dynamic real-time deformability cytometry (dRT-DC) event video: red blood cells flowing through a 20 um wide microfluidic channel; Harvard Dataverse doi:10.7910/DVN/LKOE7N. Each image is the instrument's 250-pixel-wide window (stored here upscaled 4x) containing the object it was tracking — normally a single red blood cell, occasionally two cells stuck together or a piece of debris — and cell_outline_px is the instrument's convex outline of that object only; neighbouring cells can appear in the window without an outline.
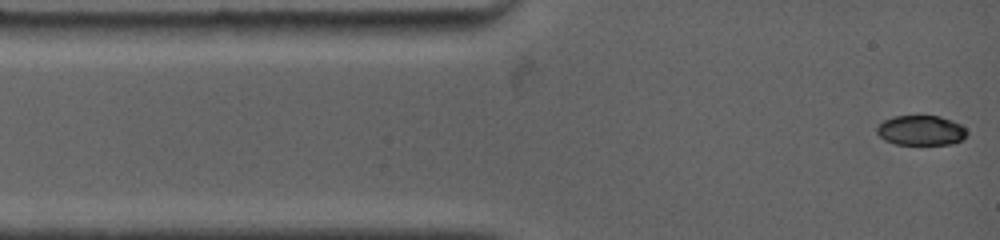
{"species": "common noctule bat (a hibernating species)", "species_latin": "Nyctalus noctula", "temperature_condition": "warm", "stored_images_in_passage": 33, "camera_frame_rate_fps": 4500, "um_per_image_px": 0.085, "animal": {"sex": "female", "body_mass_g": 19.0, "forearm_length_mm": 53.3}, "frame": {"image": 1, "passage_image": 1, "time_ms": 0.0, "image_size_px": [1000, 240], "cell_outline_px": [[968, 132], [960, 140], [952, 144], [896, 144], [884, 140], [876, 132], [876, 128], [884, 120], [892, 116], [940, 116], [952, 120], [960, 124]], "centroid_in_image_um": [78.26, 11.08], "position_along_channel_um": 6.7, "area_um2": 15.61}}
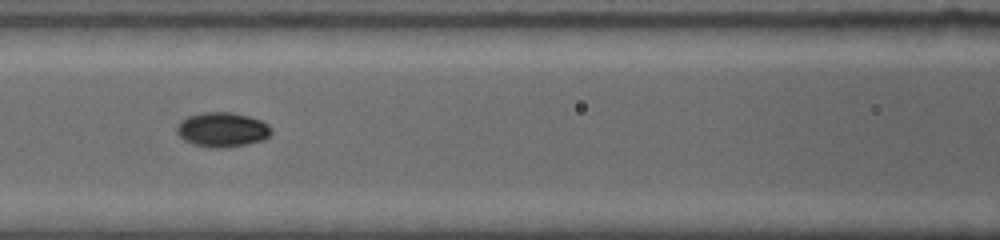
{"frame": {"image": 2, "passage_image": 15, "time_ms": 4.889, "image_size_px": [1000, 240], "cell_outline_px": [[272, 132], [268, 136], [260, 140], [244, 144], [224, 148], [208, 148], [184, 140], [180, 136], [176, 128], [180, 120], [188, 116], [200, 112], [232, 112], [248, 116], [260, 120], [268, 124], [272, 128]], "centroid_in_image_um": [18.88, 11.0], "position_along_channel_um": 147.7, "area_um2": 18.96}}
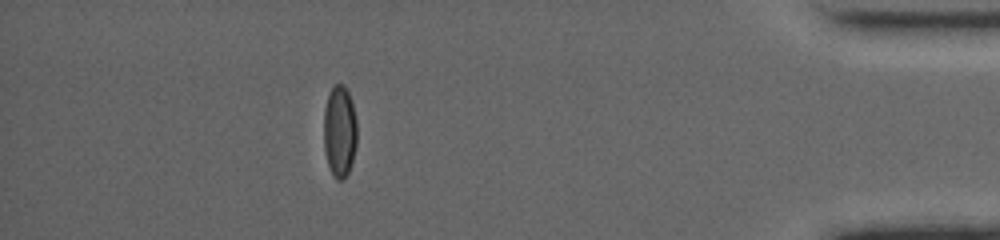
{"frame": {"image": 3, "passage_image": 28, "time_ms": 13.333, "image_size_px": [1000, 240], "cell_outline_px": [[356, 144], [352, 160], [348, 172], [344, 180], [336, 180], [328, 164], [324, 152], [324, 108], [328, 92], [332, 84], [344, 84], [348, 92], [352, 104], [356, 120]], "centroid_in_image_um": [28.84, 11.13], "position_along_channel_um": 406.4, "area_um2": 17.86}, "authors_computed_cell_mechanics": {"area_um2": 17.8602, "velocity_mm_per_s": 3.7989, "shape_relaxation_time_tau1_ms": 6.3814, "shape_relaxation_time_tau2_ms": 1.8886, "deformation_change_tau1": 0.2173, "deformation_change_tau2": 0.017}}